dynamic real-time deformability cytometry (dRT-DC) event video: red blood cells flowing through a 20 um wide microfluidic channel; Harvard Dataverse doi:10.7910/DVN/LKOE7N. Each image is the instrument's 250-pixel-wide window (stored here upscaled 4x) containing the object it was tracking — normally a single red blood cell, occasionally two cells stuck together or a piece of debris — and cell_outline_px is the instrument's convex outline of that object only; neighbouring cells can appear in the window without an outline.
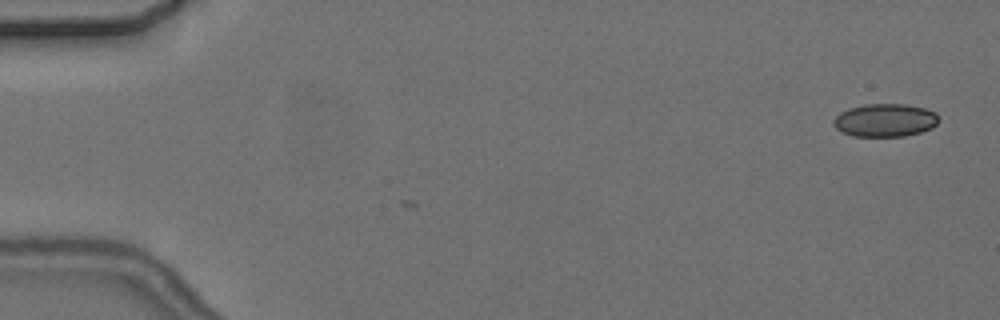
{"species": "common noctule bat (a hibernating species)", "species_latin": "Nyctalus noctula", "temperature_condition": "cold", "stored_images_in_passage": 2, "camera_frame_rate_fps": 3000, "um_per_image_px": 0.085, "animal": {"sex": "female", "body_mass_g": 24.6, "forearm_length_mm": 56.2}, "frame": {"image": 1, "passage_image": 1, "time_ms": 0.0, "image_size_px": [1000, 320], "cell_outline_px": [[940, 120], [932, 128], [920, 132], [904, 136], [852, 136], [836, 128], [832, 124], [832, 120], [840, 112], [848, 108], [864, 104], [904, 104], [924, 108], [936, 112]], "centroid_in_image_um": [75.23, 10.21], "position_along_channel_um": 9.8, "area_um2": 20.35}}